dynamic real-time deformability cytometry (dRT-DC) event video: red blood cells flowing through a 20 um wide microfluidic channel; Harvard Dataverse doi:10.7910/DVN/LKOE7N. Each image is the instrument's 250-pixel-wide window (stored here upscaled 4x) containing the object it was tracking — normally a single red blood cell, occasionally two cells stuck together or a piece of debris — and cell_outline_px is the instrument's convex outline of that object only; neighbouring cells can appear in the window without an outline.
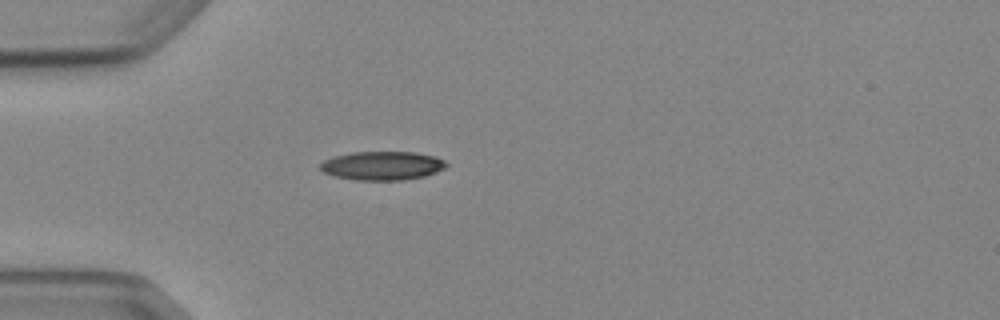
{"species": "Egyptian fruit bat (a non-hibernating species)", "species_latin": "Rousettus aegyptiacus", "temperature_condition": "cold", "stored_images_in_passage": 1, "camera_frame_rate_fps": 3000, "um_per_image_px": 0.085, "animal": {"sex": "female"}, "frame": {"image": 1, "passage_image": 1, "time_ms": 0.0, "image_size_px": [1000, 320], "cell_outline_px": [[448, 164], [444, 168], [436, 172], [424, 176], [404, 180], [356, 180], [336, 176], [324, 172], [320, 168], [320, 164], [324, 160], [332, 156], [352, 152], [416, 152], [432, 156], [444, 160]], "centroid_in_image_um": [32.48, 14.08], "position_along_channel_um": 52.5, "area_um2": 21.04}}